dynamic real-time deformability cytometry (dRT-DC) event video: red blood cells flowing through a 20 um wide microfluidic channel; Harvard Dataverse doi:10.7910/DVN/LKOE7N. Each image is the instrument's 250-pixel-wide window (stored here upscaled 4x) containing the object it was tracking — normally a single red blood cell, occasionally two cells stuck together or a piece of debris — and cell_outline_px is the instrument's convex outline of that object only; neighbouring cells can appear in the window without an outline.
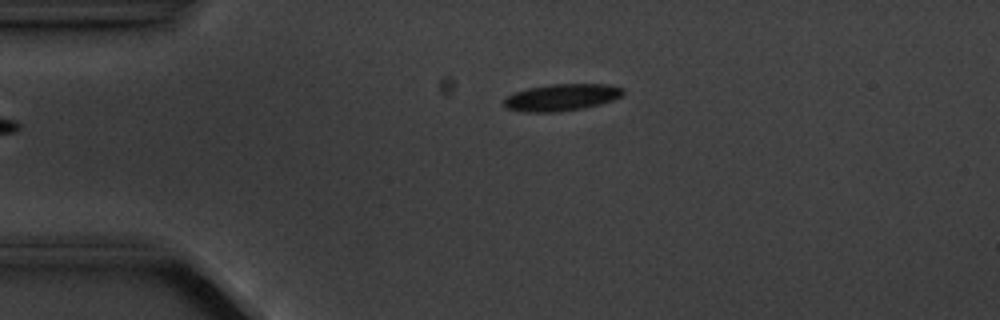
{"species": "common noctule bat (a hibernating species)", "species_latin": "Nyctalus noctula", "temperature_condition": "cold", "stored_images_in_passage": 5, "camera_frame_rate_fps": 3000, "um_per_image_px": 0.085, "animal": {"sex": "male", "body_mass_g": 20.1, "forearm_length_mm": 53.5}, "frame": {"image": 1, "passage_image": 5, "time_ms": 5.667, "image_size_px": [1000, 320], "cell_outline_px": [[624, 92], [620, 96], [612, 100], [600, 104], [584, 108], [556, 112], [524, 112], [508, 108], [504, 104], [504, 100], [508, 96], [516, 92], [528, 88], [552, 84], [608, 84], [624, 88]], "centroid_in_image_um": [47.76, 8.27], "position_along_channel_um": 37.2, "area_um2": 18.5}}